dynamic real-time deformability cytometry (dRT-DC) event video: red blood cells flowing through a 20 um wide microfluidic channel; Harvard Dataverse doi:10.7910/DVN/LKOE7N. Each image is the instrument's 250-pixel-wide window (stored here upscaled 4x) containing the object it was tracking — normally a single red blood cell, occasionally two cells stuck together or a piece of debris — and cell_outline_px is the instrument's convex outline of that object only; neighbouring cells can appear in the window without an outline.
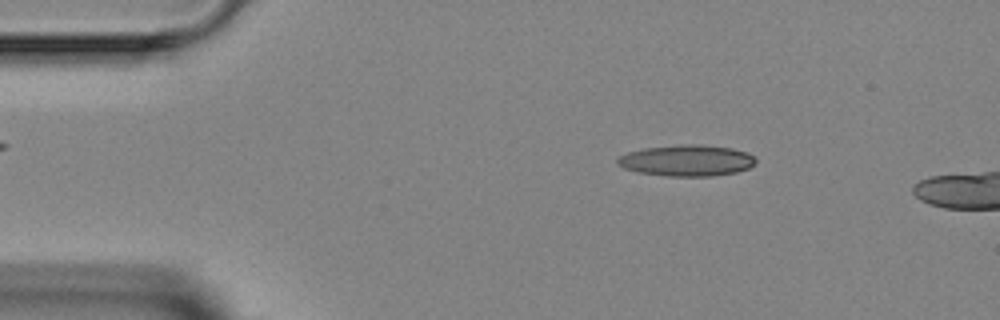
{"species": "Egyptian fruit bat (a non-hibernating species)", "species_latin": "Rousettus aegyptiacus", "temperature_condition": "room temperature", "stored_images_in_passage": 4, "camera_frame_rate_fps": 3000, "um_per_image_px": 0.085, "animal": {"sex": "female"}, "frame": {"image": 1, "passage_image": 2, "time_ms": 1.333, "image_size_px": [1000, 320], "cell_outline_px": [[756, 164], [748, 168], [736, 172], [712, 176], [668, 176], [640, 172], [624, 168], [616, 164], [616, 160], [620, 156], [628, 152], [644, 148], [680, 144], [700, 144], [732, 148], [748, 152], [756, 160]], "centroid_in_image_um": [58.39, 13.63], "position_along_channel_um": 26.6, "area_um2": 25.2}}